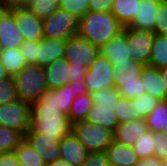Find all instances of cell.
Instances as JSON below:
<instances>
[{"instance_id": "obj_1", "label": "cell", "mask_w": 167, "mask_h": 166, "mask_svg": "<svg viewBox=\"0 0 167 166\" xmlns=\"http://www.w3.org/2000/svg\"><path fill=\"white\" fill-rule=\"evenodd\" d=\"M123 29L111 11H87L79 20L77 34L101 48Z\"/></svg>"}, {"instance_id": "obj_2", "label": "cell", "mask_w": 167, "mask_h": 166, "mask_svg": "<svg viewBox=\"0 0 167 166\" xmlns=\"http://www.w3.org/2000/svg\"><path fill=\"white\" fill-rule=\"evenodd\" d=\"M72 131L68 115L54 105H45L40 99L31 103L30 129L57 138L59 141Z\"/></svg>"}, {"instance_id": "obj_3", "label": "cell", "mask_w": 167, "mask_h": 166, "mask_svg": "<svg viewBox=\"0 0 167 166\" xmlns=\"http://www.w3.org/2000/svg\"><path fill=\"white\" fill-rule=\"evenodd\" d=\"M13 79L18 98L29 103L39 100L48 89L45 69L36 64H27Z\"/></svg>"}, {"instance_id": "obj_4", "label": "cell", "mask_w": 167, "mask_h": 166, "mask_svg": "<svg viewBox=\"0 0 167 166\" xmlns=\"http://www.w3.org/2000/svg\"><path fill=\"white\" fill-rule=\"evenodd\" d=\"M72 132L89 153L104 152L114 141V131L94 124L87 119L73 123Z\"/></svg>"}, {"instance_id": "obj_5", "label": "cell", "mask_w": 167, "mask_h": 166, "mask_svg": "<svg viewBox=\"0 0 167 166\" xmlns=\"http://www.w3.org/2000/svg\"><path fill=\"white\" fill-rule=\"evenodd\" d=\"M88 92V87L84 79L78 81H69L67 84L57 89H47L40 97L45 105H54L58 109L69 115L73 100L82 94Z\"/></svg>"}, {"instance_id": "obj_6", "label": "cell", "mask_w": 167, "mask_h": 166, "mask_svg": "<svg viewBox=\"0 0 167 166\" xmlns=\"http://www.w3.org/2000/svg\"><path fill=\"white\" fill-rule=\"evenodd\" d=\"M31 103L17 99L0 105V125L16 129L23 135L30 129Z\"/></svg>"}, {"instance_id": "obj_7", "label": "cell", "mask_w": 167, "mask_h": 166, "mask_svg": "<svg viewBox=\"0 0 167 166\" xmlns=\"http://www.w3.org/2000/svg\"><path fill=\"white\" fill-rule=\"evenodd\" d=\"M84 82L90 94L103 88L116 87L112 62L99 54L87 69Z\"/></svg>"}, {"instance_id": "obj_8", "label": "cell", "mask_w": 167, "mask_h": 166, "mask_svg": "<svg viewBox=\"0 0 167 166\" xmlns=\"http://www.w3.org/2000/svg\"><path fill=\"white\" fill-rule=\"evenodd\" d=\"M79 19L62 8L43 19L44 37L67 39L78 32Z\"/></svg>"}, {"instance_id": "obj_9", "label": "cell", "mask_w": 167, "mask_h": 166, "mask_svg": "<svg viewBox=\"0 0 167 166\" xmlns=\"http://www.w3.org/2000/svg\"><path fill=\"white\" fill-rule=\"evenodd\" d=\"M123 32L127 35L129 57L134 61L149 65L156 33L132 27H124Z\"/></svg>"}, {"instance_id": "obj_10", "label": "cell", "mask_w": 167, "mask_h": 166, "mask_svg": "<svg viewBox=\"0 0 167 166\" xmlns=\"http://www.w3.org/2000/svg\"><path fill=\"white\" fill-rule=\"evenodd\" d=\"M100 54V48L78 34L66 39L64 58L73 66L90 67L95 58Z\"/></svg>"}, {"instance_id": "obj_11", "label": "cell", "mask_w": 167, "mask_h": 166, "mask_svg": "<svg viewBox=\"0 0 167 166\" xmlns=\"http://www.w3.org/2000/svg\"><path fill=\"white\" fill-rule=\"evenodd\" d=\"M24 139L39 154L47 166L61 158L60 141L57 138L38 132H26Z\"/></svg>"}, {"instance_id": "obj_12", "label": "cell", "mask_w": 167, "mask_h": 166, "mask_svg": "<svg viewBox=\"0 0 167 166\" xmlns=\"http://www.w3.org/2000/svg\"><path fill=\"white\" fill-rule=\"evenodd\" d=\"M17 28L25 40H41L44 37L43 19L28 8L13 9Z\"/></svg>"}, {"instance_id": "obj_13", "label": "cell", "mask_w": 167, "mask_h": 166, "mask_svg": "<svg viewBox=\"0 0 167 166\" xmlns=\"http://www.w3.org/2000/svg\"><path fill=\"white\" fill-rule=\"evenodd\" d=\"M24 41V37L16 26L13 9L0 8V42L2 48H20Z\"/></svg>"}, {"instance_id": "obj_14", "label": "cell", "mask_w": 167, "mask_h": 166, "mask_svg": "<svg viewBox=\"0 0 167 166\" xmlns=\"http://www.w3.org/2000/svg\"><path fill=\"white\" fill-rule=\"evenodd\" d=\"M65 45L66 39L43 37L37 47V65L45 67L64 57Z\"/></svg>"}, {"instance_id": "obj_15", "label": "cell", "mask_w": 167, "mask_h": 166, "mask_svg": "<svg viewBox=\"0 0 167 166\" xmlns=\"http://www.w3.org/2000/svg\"><path fill=\"white\" fill-rule=\"evenodd\" d=\"M60 149L61 158L73 166H80L89 153L72 131L60 140Z\"/></svg>"}, {"instance_id": "obj_16", "label": "cell", "mask_w": 167, "mask_h": 166, "mask_svg": "<svg viewBox=\"0 0 167 166\" xmlns=\"http://www.w3.org/2000/svg\"><path fill=\"white\" fill-rule=\"evenodd\" d=\"M162 0H141L133 21L126 27L154 32L156 13Z\"/></svg>"}, {"instance_id": "obj_17", "label": "cell", "mask_w": 167, "mask_h": 166, "mask_svg": "<svg viewBox=\"0 0 167 166\" xmlns=\"http://www.w3.org/2000/svg\"><path fill=\"white\" fill-rule=\"evenodd\" d=\"M48 89H57L71 81V63L64 57L44 67Z\"/></svg>"}, {"instance_id": "obj_18", "label": "cell", "mask_w": 167, "mask_h": 166, "mask_svg": "<svg viewBox=\"0 0 167 166\" xmlns=\"http://www.w3.org/2000/svg\"><path fill=\"white\" fill-rule=\"evenodd\" d=\"M148 125L145 118L120 123L114 131V140L127 146H132L140 135L147 132Z\"/></svg>"}, {"instance_id": "obj_19", "label": "cell", "mask_w": 167, "mask_h": 166, "mask_svg": "<svg viewBox=\"0 0 167 166\" xmlns=\"http://www.w3.org/2000/svg\"><path fill=\"white\" fill-rule=\"evenodd\" d=\"M115 72V85L139 83L144 64L128 59V61L112 63Z\"/></svg>"}, {"instance_id": "obj_20", "label": "cell", "mask_w": 167, "mask_h": 166, "mask_svg": "<svg viewBox=\"0 0 167 166\" xmlns=\"http://www.w3.org/2000/svg\"><path fill=\"white\" fill-rule=\"evenodd\" d=\"M109 164L119 166H133L139 161L138 154L132 146H127L115 140L106 149Z\"/></svg>"}, {"instance_id": "obj_21", "label": "cell", "mask_w": 167, "mask_h": 166, "mask_svg": "<svg viewBox=\"0 0 167 166\" xmlns=\"http://www.w3.org/2000/svg\"><path fill=\"white\" fill-rule=\"evenodd\" d=\"M128 53L127 35L123 31L100 48V54L112 63L128 61L131 59Z\"/></svg>"}, {"instance_id": "obj_22", "label": "cell", "mask_w": 167, "mask_h": 166, "mask_svg": "<svg viewBox=\"0 0 167 166\" xmlns=\"http://www.w3.org/2000/svg\"><path fill=\"white\" fill-rule=\"evenodd\" d=\"M140 80L145 92L161 100H165V90L160 69L145 65Z\"/></svg>"}, {"instance_id": "obj_23", "label": "cell", "mask_w": 167, "mask_h": 166, "mask_svg": "<svg viewBox=\"0 0 167 166\" xmlns=\"http://www.w3.org/2000/svg\"><path fill=\"white\" fill-rule=\"evenodd\" d=\"M114 109L115 107L99 106L93 103V106L87 115V120L115 131L120 122L114 112Z\"/></svg>"}, {"instance_id": "obj_24", "label": "cell", "mask_w": 167, "mask_h": 166, "mask_svg": "<svg viewBox=\"0 0 167 166\" xmlns=\"http://www.w3.org/2000/svg\"><path fill=\"white\" fill-rule=\"evenodd\" d=\"M141 0H113L111 12L117 20L124 26H128L138 12Z\"/></svg>"}, {"instance_id": "obj_25", "label": "cell", "mask_w": 167, "mask_h": 166, "mask_svg": "<svg viewBox=\"0 0 167 166\" xmlns=\"http://www.w3.org/2000/svg\"><path fill=\"white\" fill-rule=\"evenodd\" d=\"M0 62L10 76L19 73L27 65L20 48L3 49Z\"/></svg>"}, {"instance_id": "obj_26", "label": "cell", "mask_w": 167, "mask_h": 166, "mask_svg": "<svg viewBox=\"0 0 167 166\" xmlns=\"http://www.w3.org/2000/svg\"><path fill=\"white\" fill-rule=\"evenodd\" d=\"M149 66L158 69L167 67V35L155 34Z\"/></svg>"}, {"instance_id": "obj_27", "label": "cell", "mask_w": 167, "mask_h": 166, "mask_svg": "<svg viewBox=\"0 0 167 166\" xmlns=\"http://www.w3.org/2000/svg\"><path fill=\"white\" fill-rule=\"evenodd\" d=\"M93 106L92 95L87 92L77 96L72 103L70 113L68 115L69 121L73 124L80 120L87 119V115Z\"/></svg>"}, {"instance_id": "obj_28", "label": "cell", "mask_w": 167, "mask_h": 166, "mask_svg": "<svg viewBox=\"0 0 167 166\" xmlns=\"http://www.w3.org/2000/svg\"><path fill=\"white\" fill-rule=\"evenodd\" d=\"M18 161L22 166H47L29 143L23 139L15 148Z\"/></svg>"}, {"instance_id": "obj_29", "label": "cell", "mask_w": 167, "mask_h": 166, "mask_svg": "<svg viewBox=\"0 0 167 166\" xmlns=\"http://www.w3.org/2000/svg\"><path fill=\"white\" fill-rule=\"evenodd\" d=\"M145 120L150 131L162 132L167 125V100H161Z\"/></svg>"}, {"instance_id": "obj_30", "label": "cell", "mask_w": 167, "mask_h": 166, "mask_svg": "<svg viewBox=\"0 0 167 166\" xmlns=\"http://www.w3.org/2000/svg\"><path fill=\"white\" fill-rule=\"evenodd\" d=\"M160 102L161 99L154 97L147 92L134 99L128 98V105H132L136 110L137 119L148 116Z\"/></svg>"}, {"instance_id": "obj_31", "label": "cell", "mask_w": 167, "mask_h": 166, "mask_svg": "<svg viewBox=\"0 0 167 166\" xmlns=\"http://www.w3.org/2000/svg\"><path fill=\"white\" fill-rule=\"evenodd\" d=\"M23 139L20 131L0 125V153L14 151Z\"/></svg>"}, {"instance_id": "obj_32", "label": "cell", "mask_w": 167, "mask_h": 166, "mask_svg": "<svg viewBox=\"0 0 167 166\" xmlns=\"http://www.w3.org/2000/svg\"><path fill=\"white\" fill-rule=\"evenodd\" d=\"M93 103L99 106L116 107L121 97L117 87H107L92 94Z\"/></svg>"}, {"instance_id": "obj_33", "label": "cell", "mask_w": 167, "mask_h": 166, "mask_svg": "<svg viewBox=\"0 0 167 166\" xmlns=\"http://www.w3.org/2000/svg\"><path fill=\"white\" fill-rule=\"evenodd\" d=\"M155 133L148 130L139 136L137 141L132 145L139 158H146L154 155Z\"/></svg>"}, {"instance_id": "obj_34", "label": "cell", "mask_w": 167, "mask_h": 166, "mask_svg": "<svg viewBox=\"0 0 167 166\" xmlns=\"http://www.w3.org/2000/svg\"><path fill=\"white\" fill-rule=\"evenodd\" d=\"M27 8L39 18L45 19L60 8V0H30Z\"/></svg>"}, {"instance_id": "obj_35", "label": "cell", "mask_w": 167, "mask_h": 166, "mask_svg": "<svg viewBox=\"0 0 167 166\" xmlns=\"http://www.w3.org/2000/svg\"><path fill=\"white\" fill-rule=\"evenodd\" d=\"M19 99L13 76L0 79V105L7 104Z\"/></svg>"}, {"instance_id": "obj_36", "label": "cell", "mask_w": 167, "mask_h": 166, "mask_svg": "<svg viewBox=\"0 0 167 166\" xmlns=\"http://www.w3.org/2000/svg\"><path fill=\"white\" fill-rule=\"evenodd\" d=\"M60 8L67 10L80 20L89 11V0H60Z\"/></svg>"}, {"instance_id": "obj_37", "label": "cell", "mask_w": 167, "mask_h": 166, "mask_svg": "<svg viewBox=\"0 0 167 166\" xmlns=\"http://www.w3.org/2000/svg\"><path fill=\"white\" fill-rule=\"evenodd\" d=\"M115 114L120 123L129 122L136 118V110L132 105H128V98L121 96L118 100V104L114 109Z\"/></svg>"}, {"instance_id": "obj_38", "label": "cell", "mask_w": 167, "mask_h": 166, "mask_svg": "<svg viewBox=\"0 0 167 166\" xmlns=\"http://www.w3.org/2000/svg\"><path fill=\"white\" fill-rule=\"evenodd\" d=\"M40 40H25L20 45V50L27 64L37 65V47Z\"/></svg>"}, {"instance_id": "obj_39", "label": "cell", "mask_w": 167, "mask_h": 166, "mask_svg": "<svg viewBox=\"0 0 167 166\" xmlns=\"http://www.w3.org/2000/svg\"><path fill=\"white\" fill-rule=\"evenodd\" d=\"M156 34L167 35V0H162L156 13L154 26Z\"/></svg>"}, {"instance_id": "obj_40", "label": "cell", "mask_w": 167, "mask_h": 166, "mask_svg": "<svg viewBox=\"0 0 167 166\" xmlns=\"http://www.w3.org/2000/svg\"><path fill=\"white\" fill-rule=\"evenodd\" d=\"M117 89L121 96L130 98V99L137 98L141 94L145 93V89H144V86L142 85L140 77H139V83L119 85Z\"/></svg>"}, {"instance_id": "obj_41", "label": "cell", "mask_w": 167, "mask_h": 166, "mask_svg": "<svg viewBox=\"0 0 167 166\" xmlns=\"http://www.w3.org/2000/svg\"><path fill=\"white\" fill-rule=\"evenodd\" d=\"M154 155L160 160H167V136L155 133Z\"/></svg>"}, {"instance_id": "obj_42", "label": "cell", "mask_w": 167, "mask_h": 166, "mask_svg": "<svg viewBox=\"0 0 167 166\" xmlns=\"http://www.w3.org/2000/svg\"><path fill=\"white\" fill-rule=\"evenodd\" d=\"M106 152L88 153L86 160L80 166H108Z\"/></svg>"}, {"instance_id": "obj_43", "label": "cell", "mask_w": 167, "mask_h": 166, "mask_svg": "<svg viewBox=\"0 0 167 166\" xmlns=\"http://www.w3.org/2000/svg\"><path fill=\"white\" fill-rule=\"evenodd\" d=\"M113 0H89V11H111Z\"/></svg>"}, {"instance_id": "obj_44", "label": "cell", "mask_w": 167, "mask_h": 166, "mask_svg": "<svg viewBox=\"0 0 167 166\" xmlns=\"http://www.w3.org/2000/svg\"><path fill=\"white\" fill-rule=\"evenodd\" d=\"M0 166H22L14 151L0 153Z\"/></svg>"}, {"instance_id": "obj_45", "label": "cell", "mask_w": 167, "mask_h": 166, "mask_svg": "<svg viewBox=\"0 0 167 166\" xmlns=\"http://www.w3.org/2000/svg\"><path fill=\"white\" fill-rule=\"evenodd\" d=\"M30 0H0V8L12 10L15 8H27Z\"/></svg>"}, {"instance_id": "obj_46", "label": "cell", "mask_w": 167, "mask_h": 166, "mask_svg": "<svg viewBox=\"0 0 167 166\" xmlns=\"http://www.w3.org/2000/svg\"><path fill=\"white\" fill-rule=\"evenodd\" d=\"M86 72L87 68L85 66H73V63H71V81L84 79Z\"/></svg>"}, {"instance_id": "obj_47", "label": "cell", "mask_w": 167, "mask_h": 166, "mask_svg": "<svg viewBox=\"0 0 167 166\" xmlns=\"http://www.w3.org/2000/svg\"><path fill=\"white\" fill-rule=\"evenodd\" d=\"M161 165H162V160L153 155L139 159V161L133 166H161Z\"/></svg>"}, {"instance_id": "obj_48", "label": "cell", "mask_w": 167, "mask_h": 166, "mask_svg": "<svg viewBox=\"0 0 167 166\" xmlns=\"http://www.w3.org/2000/svg\"><path fill=\"white\" fill-rule=\"evenodd\" d=\"M160 73L164 84L165 100H167V67L160 69Z\"/></svg>"}, {"instance_id": "obj_49", "label": "cell", "mask_w": 167, "mask_h": 166, "mask_svg": "<svg viewBox=\"0 0 167 166\" xmlns=\"http://www.w3.org/2000/svg\"><path fill=\"white\" fill-rule=\"evenodd\" d=\"M48 166H73L68 163L65 159L59 158L55 162L50 163Z\"/></svg>"}, {"instance_id": "obj_50", "label": "cell", "mask_w": 167, "mask_h": 166, "mask_svg": "<svg viewBox=\"0 0 167 166\" xmlns=\"http://www.w3.org/2000/svg\"><path fill=\"white\" fill-rule=\"evenodd\" d=\"M8 76H9V74L7 73L5 67L2 65V63L0 62V79L6 78Z\"/></svg>"}, {"instance_id": "obj_51", "label": "cell", "mask_w": 167, "mask_h": 166, "mask_svg": "<svg viewBox=\"0 0 167 166\" xmlns=\"http://www.w3.org/2000/svg\"><path fill=\"white\" fill-rule=\"evenodd\" d=\"M161 133L165 134L167 136V125L165 126V128L163 129V131Z\"/></svg>"}, {"instance_id": "obj_52", "label": "cell", "mask_w": 167, "mask_h": 166, "mask_svg": "<svg viewBox=\"0 0 167 166\" xmlns=\"http://www.w3.org/2000/svg\"><path fill=\"white\" fill-rule=\"evenodd\" d=\"M161 166H167V160H162V165Z\"/></svg>"}, {"instance_id": "obj_53", "label": "cell", "mask_w": 167, "mask_h": 166, "mask_svg": "<svg viewBox=\"0 0 167 166\" xmlns=\"http://www.w3.org/2000/svg\"><path fill=\"white\" fill-rule=\"evenodd\" d=\"M2 50H3V48H2V45H1V42H0V55L2 53Z\"/></svg>"}]
</instances>
